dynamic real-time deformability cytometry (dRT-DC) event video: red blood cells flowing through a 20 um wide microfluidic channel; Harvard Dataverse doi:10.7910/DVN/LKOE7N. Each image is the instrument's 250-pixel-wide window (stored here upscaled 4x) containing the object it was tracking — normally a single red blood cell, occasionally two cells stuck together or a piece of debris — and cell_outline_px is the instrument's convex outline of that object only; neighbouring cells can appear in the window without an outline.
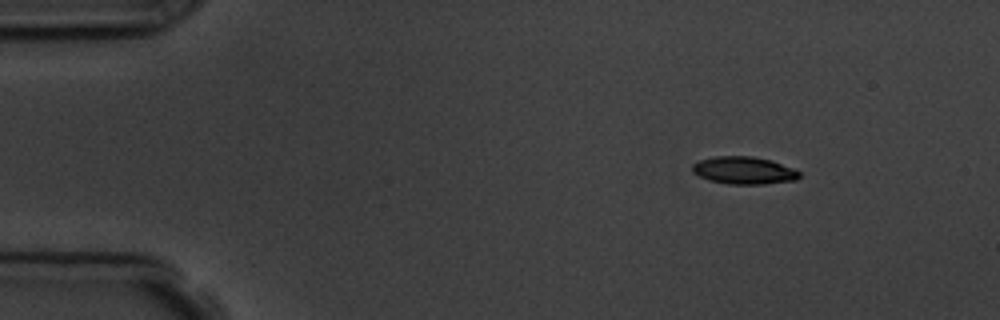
{"species": "common noctule bat (a hibernating species)", "species_latin": "Nyctalus noctula", "temperature_condition": "room temperature", "stored_images_in_passage": 8, "camera_frame_rate_fps": 3000, "um_per_image_px": 0.085, "animal": {"sex": "male", "body_mass_g": 19.5, "forearm_length_mm": 54.6}, "frame": {"image": 1, "passage_image": 2, "time_ms": 1.333, "image_size_px": [1000, 320], "cell_outline_px": [[800, 176], [796, 180], [764, 184], [728, 184], [708, 180], [692, 172], [692, 164], [700, 160], [712, 156], [752, 156], [772, 160], [792, 168], [800, 172]], "centroid_in_image_um": [63.22, 14.48], "position_along_channel_um": 21.8, "area_um2": 17.22}}
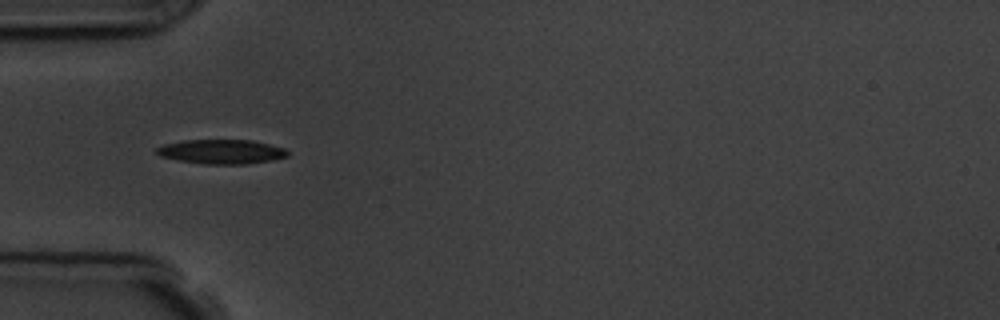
{"frame": {"image": 2, "passage_image": 5, "time_ms": 4.667, "image_size_px": [1000, 320], "cell_outline_px": [[288, 156], [272, 160], [244, 164], [204, 164], [180, 160], [160, 156], [156, 152], [156, 148], [164, 144], [184, 140], [252, 140], [284, 148], [288, 152]], "centroid_in_image_um": [18.82, 12.89], "position_along_channel_um": 66.2, "area_um2": 18.44}}